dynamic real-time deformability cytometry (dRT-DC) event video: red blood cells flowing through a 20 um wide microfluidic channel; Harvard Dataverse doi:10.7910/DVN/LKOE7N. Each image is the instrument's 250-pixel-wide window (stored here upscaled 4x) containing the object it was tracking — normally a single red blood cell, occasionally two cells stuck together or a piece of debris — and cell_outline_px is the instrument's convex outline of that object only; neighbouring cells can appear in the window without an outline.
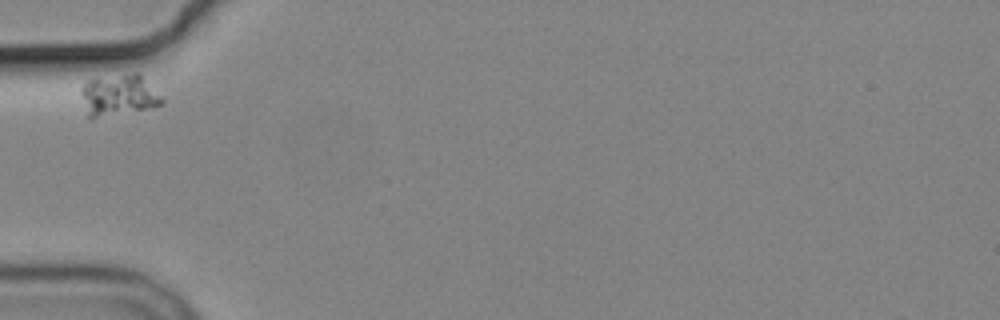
{"species": "common noctule bat (a hibernating species)", "species_latin": "Nyctalus noctula", "temperature_condition": "cold", "stored_images_in_passage": 3, "camera_frame_rate_fps": 3000, "um_per_image_px": 0.085, "animal": {"sex": "male", "body_mass_g": 19.2, "forearm_length_mm": 51.8}, "frame": {"image": 1, "passage_image": 1, "time_ms": 0.0, "image_size_px": [1000, 320], "cell_outline_px": [[164, 104], [152, 108], [92, 120], [88, 120], [80, 92], [84, 84], [88, 80], [132, 72], [136, 72], [164, 100]], "centroid_in_image_um": [10.04, 8.15], "position_along_channel_um": 75.0, "area_um2": 19.65}}
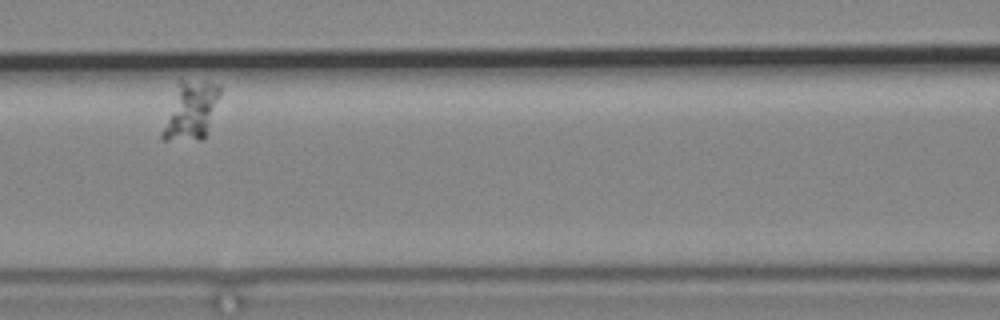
{"frame": {"image": 2, "passage_image": 3, "time_ms": 2.667, "image_size_px": [1000, 320], "cell_outline_px": [[220, 92], [204, 136], [200, 140], [160, 140], [160, 132], [180, 80], [204, 80], [220, 84]], "centroid_in_image_um": [16.19, 9.4], "position_along_channel_um": 150.4, "area_um2": 18.96}}